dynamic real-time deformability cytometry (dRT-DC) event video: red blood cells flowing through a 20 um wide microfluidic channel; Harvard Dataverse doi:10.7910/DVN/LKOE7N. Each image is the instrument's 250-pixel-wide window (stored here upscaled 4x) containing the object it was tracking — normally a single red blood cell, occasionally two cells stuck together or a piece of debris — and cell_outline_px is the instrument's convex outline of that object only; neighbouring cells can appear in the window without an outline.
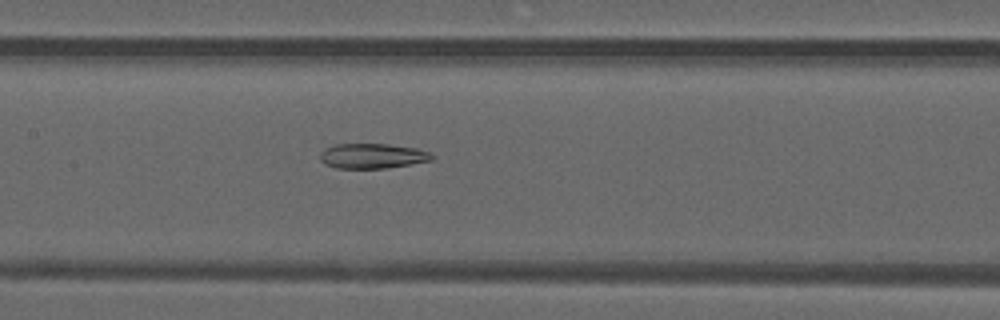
{"species": "common noctule bat (a hibernating species)", "species_latin": "Nyctalus noctula", "temperature_condition": "warm", "stored_images_in_passage": 34, "camera_frame_rate_fps": 3000, "um_per_image_px": 0.085, "animal": {"sex": "male", "forearm_length_mm": 52.5}, "frame": {"image": 1, "passage_image": 14, "time_ms": 4.333, "image_size_px": [1000, 320], "cell_outline_px": [[432, 160], [384, 168], [336, 168], [324, 164], [320, 160], [320, 152], [324, 148], [336, 144], [388, 144], [416, 148], [428, 152], [432, 156]], "centroid_in_image_um": [31.58, 13.25], "position_along_channel_um": 175.8, "area_um2": 16.13}}
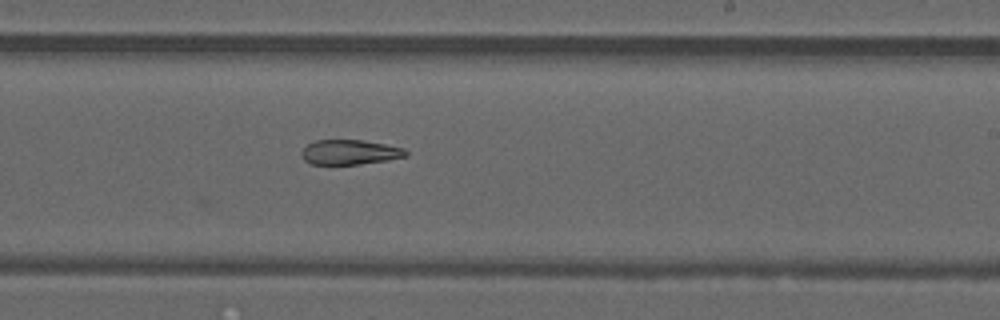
{"frame": {"image": 2, "passage_image": 20, "time_ms": 6.333, "image_size_px": [1000, 320], "cell_outline_px": [[408, 156], [388, 160], [360, 164], [308, 164], [300, 156], [300, 152], [308, 144], [316, 140], [360, 140], [384, 144], [404, 148], [408, 152]], "centroid_in_image_um": [29.71, 12.94], "position_along_channel_um": 259.3, "area_um2": 15.14}}
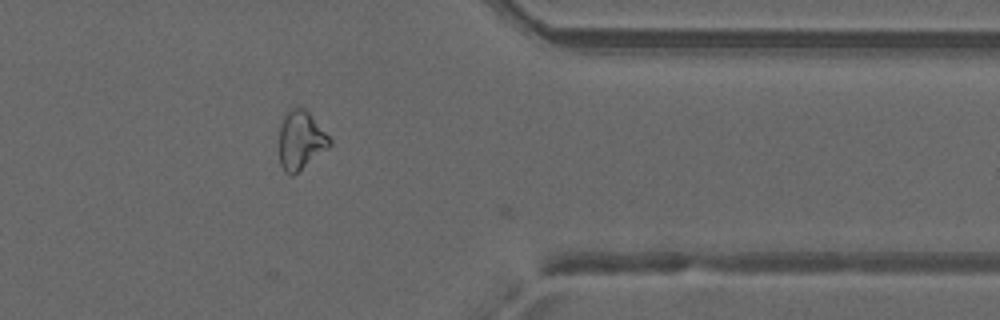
{"frame": {"image": 3, "passage_image": 30, "time_ms": 9.667, "image_size_px": [1000, 320], "cell_outline_px": [[332, 144], [328, 148], [292, 176], [284, 172], [280, 164], [280, 124], [288, 108], [296, 104], [304, 108], [308, 112], [332, 140]], "centroid_in_image_um": [25.55, 11.89], "position_along_channel_um": 385.9, "area_um2": 17.28}}